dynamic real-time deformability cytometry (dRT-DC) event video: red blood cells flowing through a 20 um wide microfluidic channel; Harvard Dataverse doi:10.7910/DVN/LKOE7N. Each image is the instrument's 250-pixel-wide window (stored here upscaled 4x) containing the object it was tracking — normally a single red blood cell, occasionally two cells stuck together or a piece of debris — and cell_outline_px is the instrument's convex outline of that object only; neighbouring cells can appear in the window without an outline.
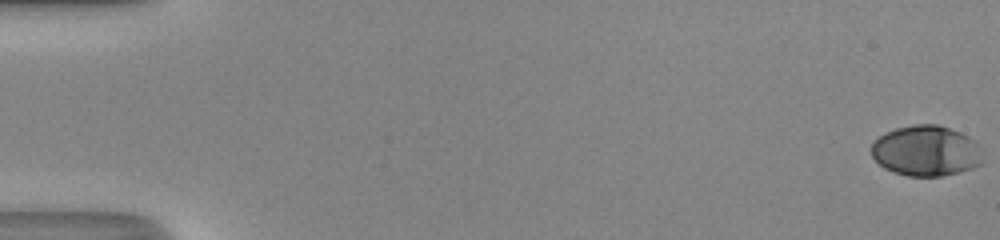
{"species": "human", "species_latin": "Homo sapiens", "temperature_condition": "room temperature", "stored_images_in_passage": 50, "camera_frame_rate_fps": 3000, "um_per_image_px": 0.085, "donor": {"sex": "male"}, "frame": {"image": 1, "passage_image": 1, "time_ms": 0.0, "image_size_px": [1000, 240], "cell_outline_px": [[984, 160], [980, 164], [972, 168], [940, 176], [908, 176], [884, 168], [872, 156], [872, 144], [884, 132], [896, 128], [912, 124], [936, 124], [960, 132], [976, 140], [984, 148]], "centroid_in_image_um": [78.78, 12.81], "position_along_channel_um": 6.2, "area_um2": 33.06}}
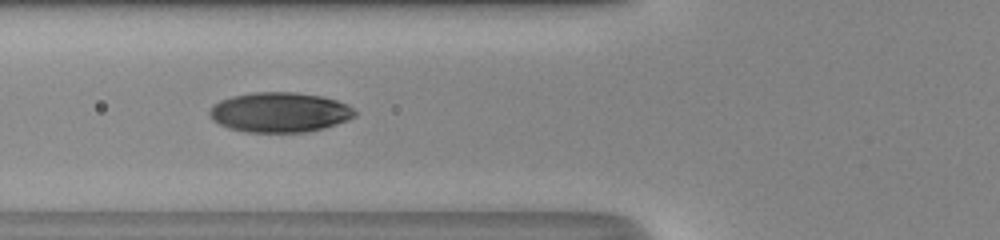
{"frame": {"image": 2, "passage_image": 21, "time_ms": 6.667, "image_size_px": [1000, 240], "cell_outline_px": [[356, 116], [348, 120], [324, 128], [308, 132], [244, 132], [228, 128], [212, 120], [208, 112], [212, 104], [220, 100], [232, 96], [252, 92], [296, 92], [324, 96], [348, 104], [356, 112]], "centroid_in_image_um": [23.77, 9.54], "position_along_channel_um": 102.0, "area_um2": 34.16}}
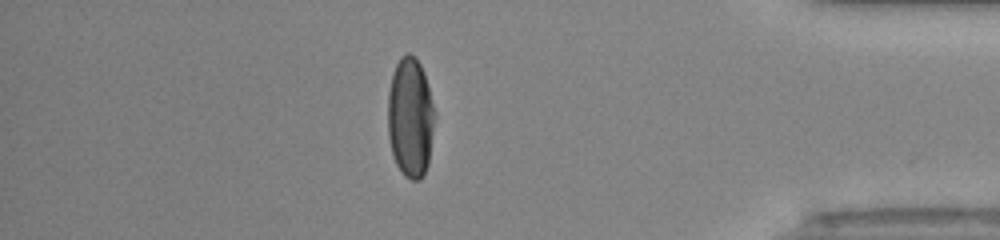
{"frame": {"image": 3, "passage_image": 44, "time_ms": 14.333, "image_size_px": [1000, 240], "cell_outline_px": [[432, 132], [428, 164], [424, 176], [420, 180], [412, 180], [404, 176], [396, 164], [392, 156], [388, 136], [388, 92], [392, 72], [400, 56], [408, 52], [416, 56], [424, 72], [428, 84], [432, 104]], "centroid_in_image_um": [34.84, 9.97], "position_along_channel_um": 400.4, "area_um2": 32.71}, "authors_computed_cell_mechanics": {"area_um2": 33.3506, "velocity_mm_per_s": 4.338, "shape_relaxation_time_tau1_ms": 4.4972, "shape_relaxation_time_tau2_ms": null, "deformation_change_tau1": 0.2044, "deformation_change_tau2": null}}